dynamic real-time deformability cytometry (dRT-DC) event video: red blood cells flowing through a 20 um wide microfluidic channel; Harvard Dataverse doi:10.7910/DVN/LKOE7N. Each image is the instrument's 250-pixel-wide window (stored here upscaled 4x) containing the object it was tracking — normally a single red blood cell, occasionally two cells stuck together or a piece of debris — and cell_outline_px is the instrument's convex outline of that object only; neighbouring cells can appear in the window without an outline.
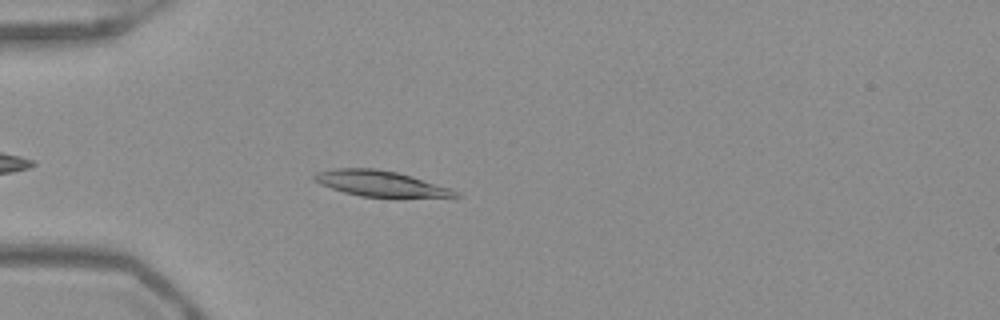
{"species": "Egyptian fruit bat (a non-hibernating species)", "species_latin": "Rousettus aegyptiacus", "temperature_condition": "warm", "stored_images_in_passage": 42, "camera_frame_rate_fps": 3000, "um_per_image_px": 0.085, "frame": {"image": 1, "passage_image": 5, "time_ms": 1.333, "image_size_px": [1000, 320], "cell_outline_px": [[460, 196], [360, 196], [344, 192], [320, 184], [312, 176], [316, 172], [332, 168], [376, 168], [396, 172], [412, 176], [452, 188], [460, 192]], "centroid_in_image_um": [32.31, 15.57], "position_along_channel_um": 52.7, "area_um2": 20.69}}
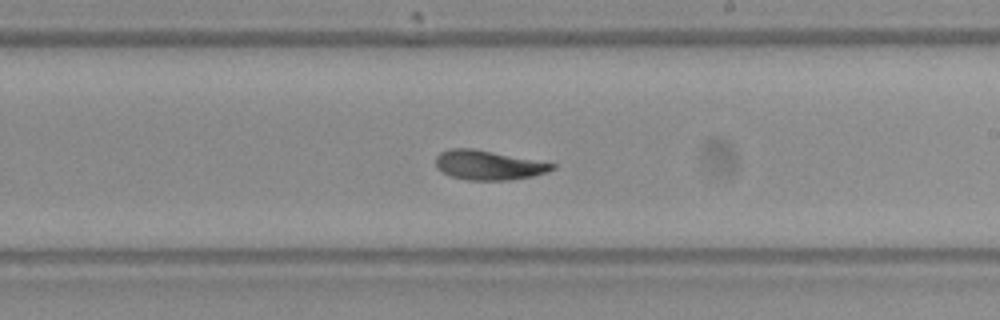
{"frame": {"image": 2, "passage_image": 21, "time_ms": 6.667, "image_size_px": [1000, 320], "cell_outline_px": [[556, 168], [548, 172], [532, 176], [512, 180], [464, 180], [452, 176], [436, 168], [436, 156], [440, 152], [448, 148], [472, 148], [556, 164]], "centroid_in_image_um": [41.5, 14.04], "position_along_channel_um": 247.5, "area_um2": 19.94}}
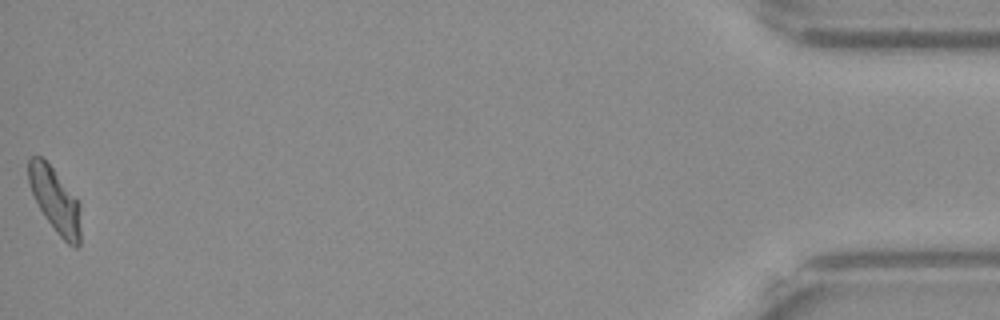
{"frame": {"image": 3, "passage_image": 42, "time_ms": 13.667, "image_size_px": [1000, 320], "cell_outline_px": [[80, 244], [76, 248], [68, 244], [56, 232], [44, 216], [32, 192], [28, 180], [28, 160], [32, 156], [40, 156], [52, 168], [80, 204]], "centroid_in_image_um": [4.68, 17.05], "position_along_channel_um": 430.5, "area_um2": 19.19}, "authors_computed_cell_mechanics": {"area_um2": 20.1433, "velocity_mm_per_s": 3.9072, "shape_relaxation_time_tau1_ms": 4.281, "shape_relaxation_time_tau2_ms": 2.3494, "deformation_change_tau1": 0.1676, "deformation_change_tau2": 0.0876}}